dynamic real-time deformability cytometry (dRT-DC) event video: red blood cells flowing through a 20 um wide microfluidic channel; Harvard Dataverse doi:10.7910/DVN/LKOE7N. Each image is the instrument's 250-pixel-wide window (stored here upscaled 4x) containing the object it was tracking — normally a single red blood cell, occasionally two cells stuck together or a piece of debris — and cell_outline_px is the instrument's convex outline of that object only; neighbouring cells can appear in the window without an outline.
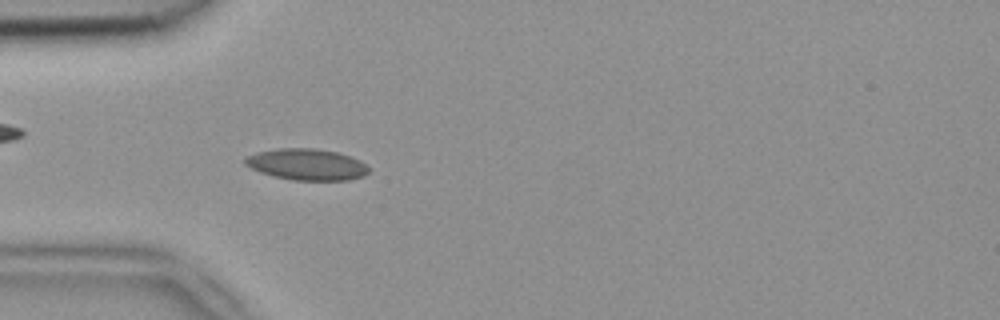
{"species": "common noctule bat (a hibernating species)", "species_latin": "Nyctalus noctula", "temperature_condition": "room temperature", "stored_images_in_passage": 51, "camera_frame_rate_fps": 3000, "um_per_image_px": 0.085, "animal": {"sex": "female", "body_mass_g": 18.4}, "frame": {"image": 1, "passage_image": 15, "time_ms": 4.667, "image_size_px": [1000, 320], "cell_outline_px": [[368, 172], [364, 176], [348, 180], [292, 180], [260, 172], [244, 164], [244, 160], [248, 156], [256, 152], [276, 148], [312, 148], [336, 152], [360, 160], [368, 168]], "centroid_in_image_um": [26.06, 13.97], "position_along_channel_um": 58.9, "area_um2": 22.37}}
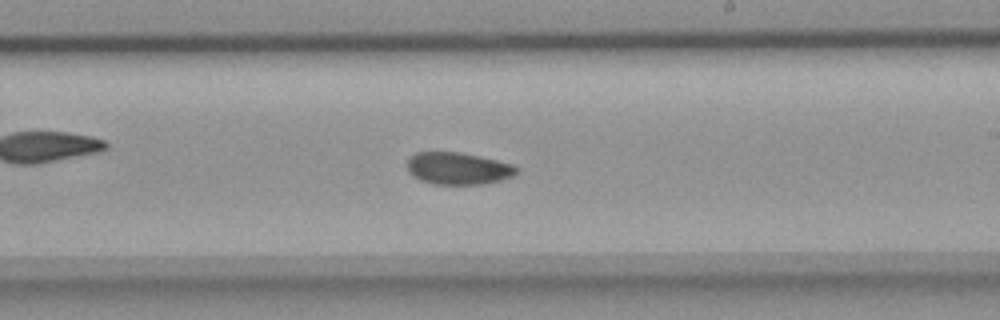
{"frame": {"image": 2, "passage_image": 30, "time_ms": 9.667, "image_size_px": [1000, 320], "cell_outline_px": [[520, 168], [512, 176], [500, 180], [484, 184], [436, 184], [420, 180], [412, 176], [408, 172], [408, 160], [416, 152], [456, 152], [496, 160], [512, 164]], "centroid_in_image_um": [38.92, 14.32], "position_along_channel_um": 250.1, "area_um2": 20.23}}
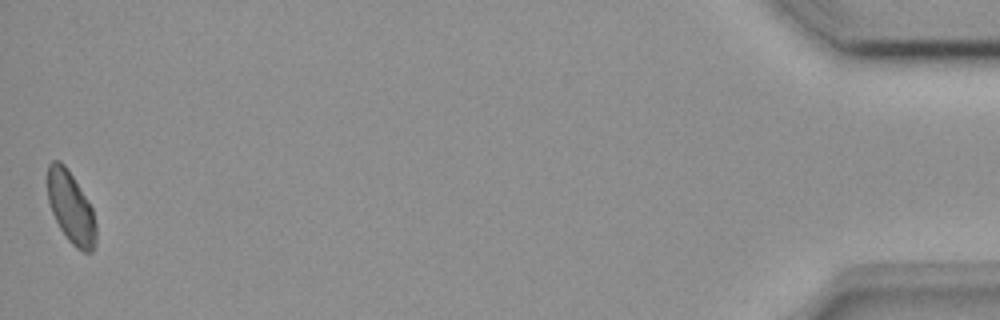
{"frame": {"image": 3, "passage_image": 51, "time_ms": 16.667, "image_size_px": [1000, 320], "cell_outline_px": [[96, 244], [92, 252], [84, 252], [76, 248], [68, 240], [60, 228], [52, 212], [48, 200], [48, 164], [52, 160], [60, 160], [64, 164], [72, 176], [92, 208], [96, 224]], "centroid_in_image_um": [6.03, 17.67], "position_along_channel_um": 429.2, "area_um2": 20.06}, "authors_computed_cell_mechanics": {"area_um2": 21.0392, "velocity_mm_per_s": 3.9098, "shape_relaxation_time_tau1_ms": 5.0295, "shape_relaxation_time_tau2_ms": 3.7483, "deformation_change_tau1": 0.1008, "deformation_change_tau2": 0.0561}}